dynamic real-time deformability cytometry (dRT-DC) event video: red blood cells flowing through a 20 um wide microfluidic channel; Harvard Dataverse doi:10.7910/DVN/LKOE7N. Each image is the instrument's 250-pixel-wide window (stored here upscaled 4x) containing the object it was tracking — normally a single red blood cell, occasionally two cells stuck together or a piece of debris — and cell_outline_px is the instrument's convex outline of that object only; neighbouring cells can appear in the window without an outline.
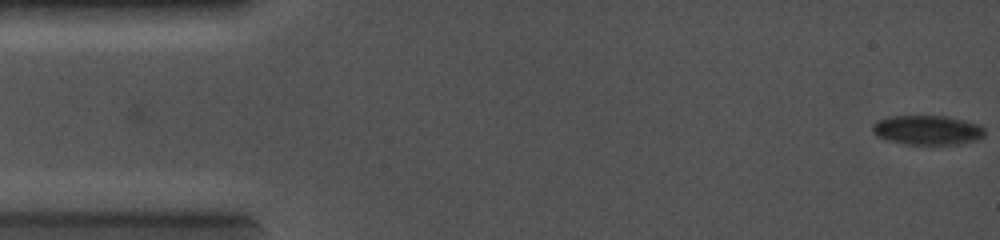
{"species": "common noctule bat (a hibernating species)", "species_latin": "Nyctalus noctula", "temperature_condition": "cold", "stored_images_in_passage": 70, "camera_frame_rate_fps": 5000, "um_per_image_px": 0.085, "animal": {"sex": "female", "body_mass_g": 19.0, "forearm_length_mm": 56.7}, "frame": {"image": 1, "passage_image": 1, "time_ms": 0.0, "image_size_px": [1000, 240], "cell_outline_px": [[984, 136], [976, 140], [956, 144], [904, 144], [888, 140], [876, 136], [872, 132], [872, 124], [876, 120], [888, 116], [944, 116], [964, 120], [980, 124], [984, 128]], "centroid_in_image_um": [78.79, 11.05], "position_along_channel_um": 6.2, "area_um2": 19.36}}
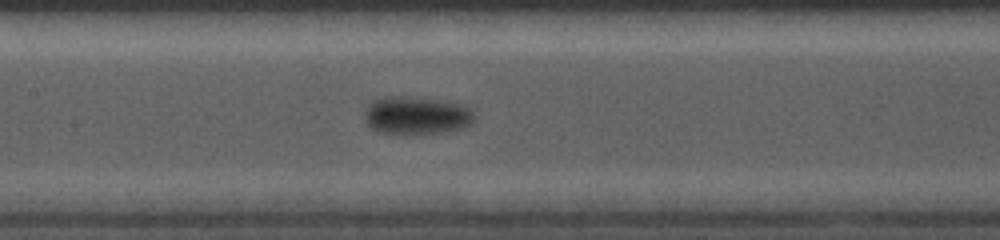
{"frame": {"image": 2, "passage_image": 33, "time_ms": 6.4, "image_size_px": [1000, 240], "cell_outline_px": [[476, 116], [472, 124], [464, 128], [440, 132], [376, 132], [368, 124], [364, 116], [364, 112], [368, 104], [372, 100], [384, 96], [400, 96], [436, 100], [460, 104], [468, 108]], "centroid_in_image_um": [35.38, 9.79], "position_along_channel_um": 172.0, "area_um2": 23.76}}
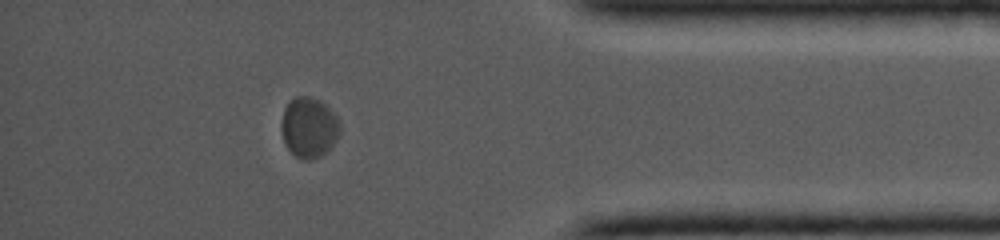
{"frame": {"image": 3, "passage_image": 61, "time_ms": 12.0, "image_size_px": [1000, 240], "cell_outline_px": [[340, 132], [336, 140], [320, 156], [308, 160], [304, 160], [296, 156], [284, 144], [280, 128], [280, 124], [284, 108], [296, 96], [308, 96], [320, 100], [340, 120]], "centroid_in_image_um": [26.24, 10.82], "position_along_channel_um": 409.0, "area_um2": 20.52}}